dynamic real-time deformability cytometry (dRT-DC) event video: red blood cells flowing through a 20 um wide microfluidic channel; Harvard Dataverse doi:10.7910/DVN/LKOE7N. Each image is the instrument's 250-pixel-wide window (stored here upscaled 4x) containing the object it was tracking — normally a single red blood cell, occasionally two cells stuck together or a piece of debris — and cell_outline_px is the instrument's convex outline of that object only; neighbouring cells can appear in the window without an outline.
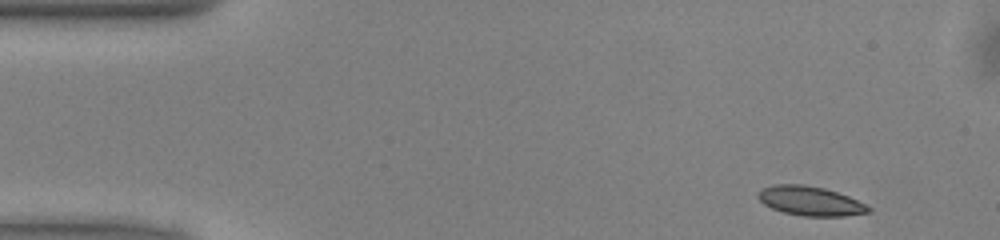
{"species": "common noctule bat (a hibernating species)", "species_latin": "Nyctalus noctula", "temperature_condition": "warm", "stored_images_in_passage": 10, "camera_frame_rate_fps": 3000, "um_per_image_px": 0.085, "animal": {"sex": "male", "body_mass_g": 13.0, "forearm_length_mm": 53.1}, "frame": {"image": 1, "passage_image": 1, "time_ms": 0.0, "image_size_px": [1000, 240], "cell_outline_px": [[872, 212], [844, 216], [804, 216], [784, 212], [772, 208], [764, 204], [756, 196], [756, 192], [760, 188], [772, 184], [804, 184], [824, 188], [848, 196], [872, 208]], "centroid_in_image_um": [68.83, 17.07], "position_along_channel_um": 16.2, "area_um2": 18.96}}